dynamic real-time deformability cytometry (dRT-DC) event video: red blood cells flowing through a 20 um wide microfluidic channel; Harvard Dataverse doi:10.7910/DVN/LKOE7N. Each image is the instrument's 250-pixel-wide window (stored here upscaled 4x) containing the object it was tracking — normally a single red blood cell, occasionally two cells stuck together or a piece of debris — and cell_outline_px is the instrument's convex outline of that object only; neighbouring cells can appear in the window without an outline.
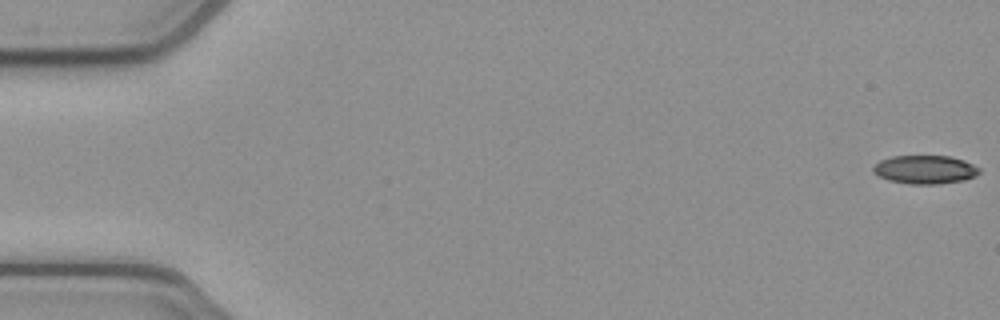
{"species": "common noctule bat (a hibernating species)", "species_latin": "Nyctalus noctula", "temperature_condition": "cold", "stored_images_in_passage": 53, "camera_frame_rate_fps": 3000, "um_per_image_px": 0.085, "animal": {"sex": "female", "body_mass_g": 21.9}, "frame": {"image": 1, "passage_image": 1, "time_ms": 0.0, "image_size_px": [1000, 320], "cell_outline_px": [[980, 172], [976, 176], [964, 180], [936, 184], [908, 184], [888, 180], [872, 172], [872, 168], [880, 160], [892, 156], [948, 156], [964, 160], [980, 168]], "centroid_in_image_um": [78.62, 14.41], "position_along_channel_um": 6.4, "area_um2": 17.63}}
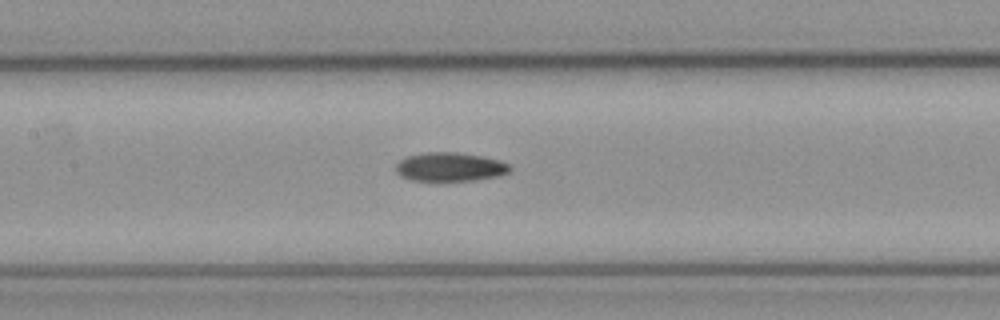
{"frame": {"image": 2, "passage_image": 25, "time_ms": 8.0, "image_size_px": [1000, 320], "cell_outline_px": [[512, 168], [508, 172], [500, 176], [476, 180], [412, 180], [400, 176], [396, 172], [396, 164], [400, 160], [408, 156], [428, 152], [456, 152], [480, 156], [500, 160], [512, 164]], "centroid_in_image_um": [38.29, 14.18], "position_along_channel_um": 169.1, "area_um2": 19.13}}
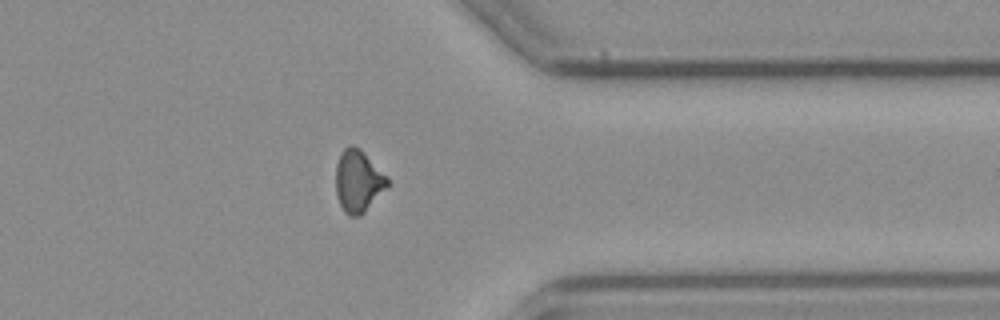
{"frame": {"image": 3, "passage_image": 42, "time_ms": 13.667, "image_size_px": [1000, 320], "cell_outline_px": [[388, 188], [360, 216], [348, 216], [344, 212], [340, 204], [336, 192], [336, 164], [340, 152], [348, 144], [352, 144], [360, 148], [388, 176]], "centroid_in_image_um": [30.45, 15.37], "position_along_channel_um": 380.9, "area_um2": 19.02}, "authors_computed_cell_mechanics": {"area_um2": 18.6116, "velocity_mm_per_s": 3.9047, "shape_relaxation_time_tau1_ms": null, "shape_relaxation_time_tau2_ms": 8.6814, "deformation_change_tau1": null, "deformation_change_tau2": 0.1808}}